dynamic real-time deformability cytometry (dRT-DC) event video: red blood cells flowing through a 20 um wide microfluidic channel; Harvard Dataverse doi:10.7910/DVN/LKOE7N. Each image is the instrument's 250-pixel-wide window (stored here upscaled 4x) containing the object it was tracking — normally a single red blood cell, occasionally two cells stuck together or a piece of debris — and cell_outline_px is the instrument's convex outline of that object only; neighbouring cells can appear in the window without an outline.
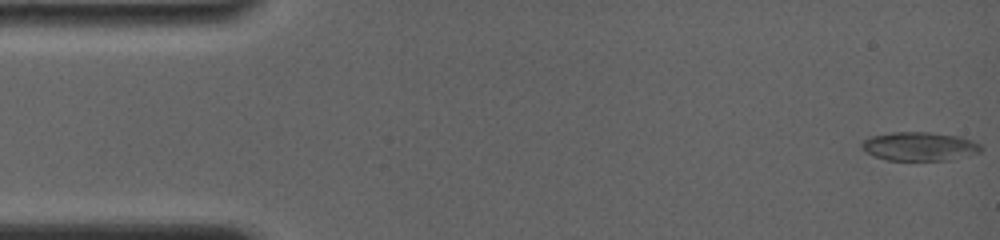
{"species": "common noctule bat (a hibernating species)", "species_latin": "Nyctalus noctula", "temperature_condition": "room temperature", "stored_images_in_passage": 14, "camera_frame_rate_fps": 4000, "um_per_image_px": 0.085, "animal": {"sex": "female", "body_mass_g": 19.0, "forearm_length_mm": 56.7}, "frame": {"image": 1, "passage_image": 1, "time_ms": 0.0, "image_size_px": [1000, 240], "cell_outline_px": [[984, 148], [980, 152], [944, 160], [888, 160], [864, 152], [860, 148], [860, 144], [864, 140], [872, 136], [892, 132], [928, 132], [960, 136], [972, 140], [980, 144]], "centroid_in_image_um": [78.13, 12.43], "position_along_channel_um": 6.9, "area_um2": 19.88}}
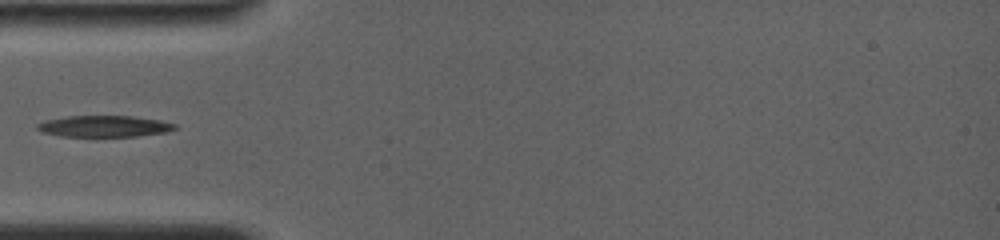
{"frame": {"image": 2, "passage_image": 12, "time_ms": 5.0, "image_size_px": [1000, 240], "cell_outline_px": [[180, 128], [168, 132], [136, 136], [60, 136], [44, 132], [36, 128], [36, 124], [44, 120], [64, 116], [132, 116], [160, 120], [176, 124]], "centroid_in_image_um": [8.89, 10.72], "position_along_channel_um": 76.1, "area_um2": 17.22}}
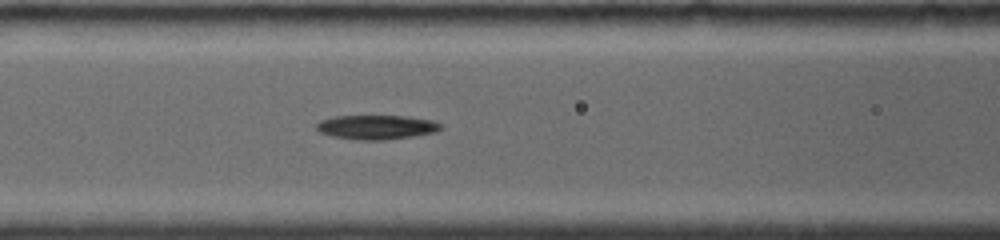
{"frame": {"image": 3, "passage_image": 14, "time_ms": 6.5, "image_size_px": [1000, 240], "cell_outline_px": [[444, 128], [436, 132], [412, 136], [384, 140], [352, 140], [332, 136], [320, 132], [316, 128], [316, 124], [320, 120], [332, 116], [408, 116], [432, 120], [444, 124]], "centroid_in_image_um": [32.02, 10.81], "position_along_channel_um": 134.6, "area_um2": 17.86}}